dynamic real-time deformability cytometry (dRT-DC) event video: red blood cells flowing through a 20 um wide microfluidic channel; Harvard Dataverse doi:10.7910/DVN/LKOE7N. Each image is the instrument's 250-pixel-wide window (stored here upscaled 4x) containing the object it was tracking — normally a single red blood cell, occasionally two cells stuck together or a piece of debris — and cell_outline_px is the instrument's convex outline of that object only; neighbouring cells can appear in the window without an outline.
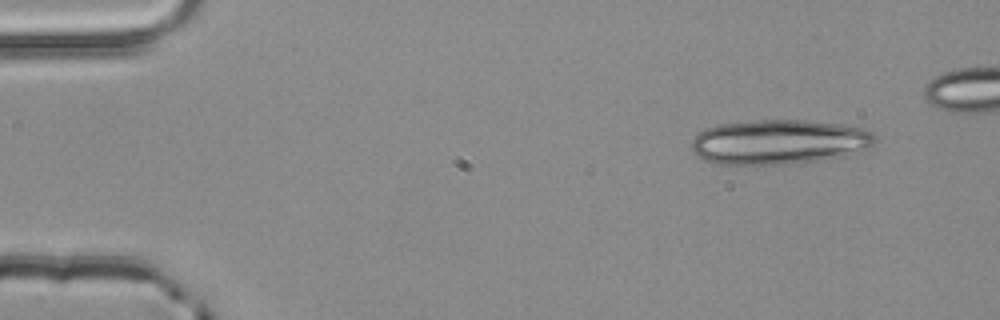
{"species": "common noctule bat (a hibernating species)", "species_latin": "Nyctalus noctula", "temperature_condition": "room temperature", "stored_images_in_passage": 4, "segment_of_instrument_passage": [1, 2], "camera_frame_rate_fps": 3000, "um_per_image_px": 0.085, "animal": {"sex": "male", "body_mass_g": 20.4}, "frame": {"image": 1, "passage_image": 1, "time_ms": 0.0, "image_size_px": [1000, 320], "cell_outline_px": [[876, 140], [868, 148], [824, 160], [784, 164], [720, 164], [704, 160], [692, 152], [692, 140], [700, 132], [708, 128], [720, 124], [760, 120], [804, 120], [840, 124], [864, 128], [872, 132], [876, 136]], "centroid_in_image_um": [66.22, 12.06], "position_along_channel_um": 18.8, "area_um2": 47.51}}